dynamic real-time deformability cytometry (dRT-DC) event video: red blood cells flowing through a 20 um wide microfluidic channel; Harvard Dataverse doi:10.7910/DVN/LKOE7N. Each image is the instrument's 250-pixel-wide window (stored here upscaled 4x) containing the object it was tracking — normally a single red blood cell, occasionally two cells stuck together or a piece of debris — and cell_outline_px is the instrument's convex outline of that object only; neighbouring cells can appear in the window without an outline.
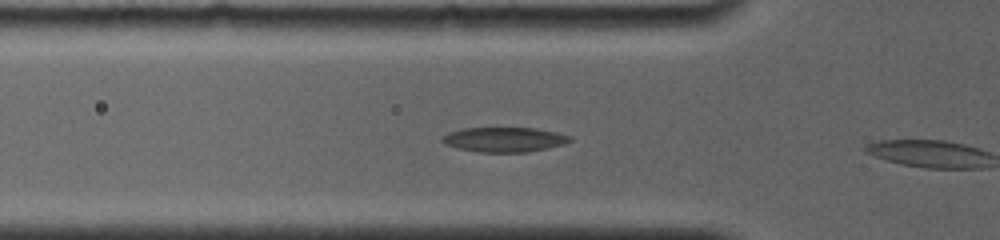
{"species": "common noctule bat (a hibernating species)", "species_latin": "Nyctalus noctula", "temperature_condition": "room temperature", "stored_images_in_passage": 4, "camera_frame_rate_fps": 4000, "um_per_image_px": 0.085, "animal": {"sex": "female", "body_mass_g": 19.0, "forearm_length_mm": 56.7}, "frame": {"image": 1, "passage_image": 3, "time_ms": 1.0, "image_size_px": [1000, 240], "cell_outline_px": [[572, 140], [564, 144], [548, 148], [528, 152], [480, 152], [456, 148], [444, 144], [440, 140], [440, 136], [448, 132], [460, 128], [536, 128], [556, 132], [572, 136]], "centroid_in_image_um": [42.82, 11.86], "position_along_channel_um": 83.0, "area_um2": 18.67}}